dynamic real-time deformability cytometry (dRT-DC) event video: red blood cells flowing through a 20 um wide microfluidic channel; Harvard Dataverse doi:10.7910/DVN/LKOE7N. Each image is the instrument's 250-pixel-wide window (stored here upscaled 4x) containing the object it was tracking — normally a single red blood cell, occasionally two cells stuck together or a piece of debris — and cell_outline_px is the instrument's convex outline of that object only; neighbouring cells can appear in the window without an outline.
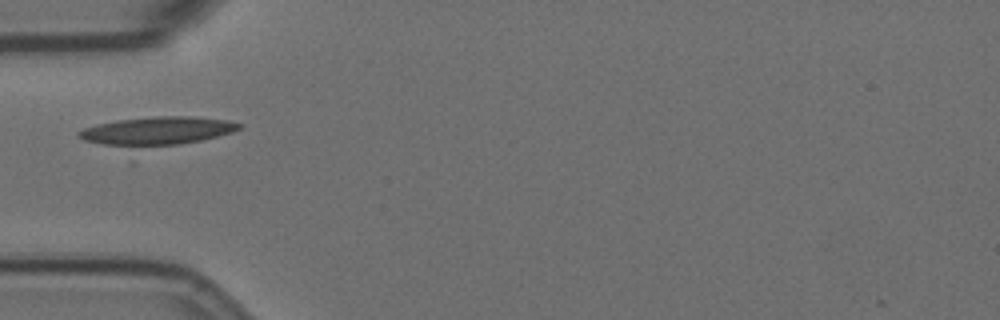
{"species": "Egyptian fruit bat (a non-hibernating species)", "species_latin": "Rousettus aegyptiacus", "temperature_condition": "room temperature", "stored_images_in_passage": 40, "camera_frame_rate_fps": 3000, "um_per_image_px": 0.085, "animal": {"sex": "female"}, "frame": {"image": 1, "passage_image": 1, "time_ms": 0.0, "image_size_px": [1000, 320], "cell_outline_px": [[240, 128], [232, 132], [132, 164], [76, 136], [76, 132], [84, 128], [96, 124], [116, 120], [156, 116], [192, 116], [228, 120], [240, 124]], "centroid_in_image_um": [13.05, 11.48], "position_along_channel_um": 71.9, "area_um2": 33.52}}
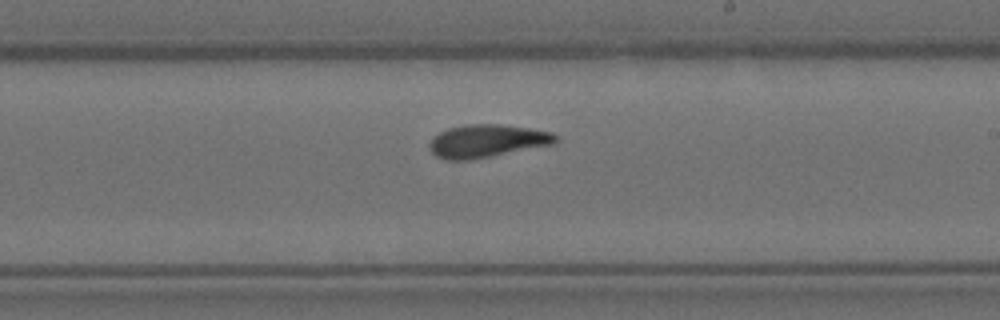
{"frame": {"image": 2, "passage_image": 16, "time_ms": 5.0, "image_size_px": [1000, 320], "cell_outline_px": [[560, 140], [556, 144], [468, 160], [448, 160], [436, 156], [432, 152], [428, 144], [432, 136], [448, 128], [464, 124], [500, 124], [528, 128], [552, 132]], "centroid_in_image_um": [41.4, 11.97], "position_along_channel_um": 247.6, "area_um2": 24.28}}
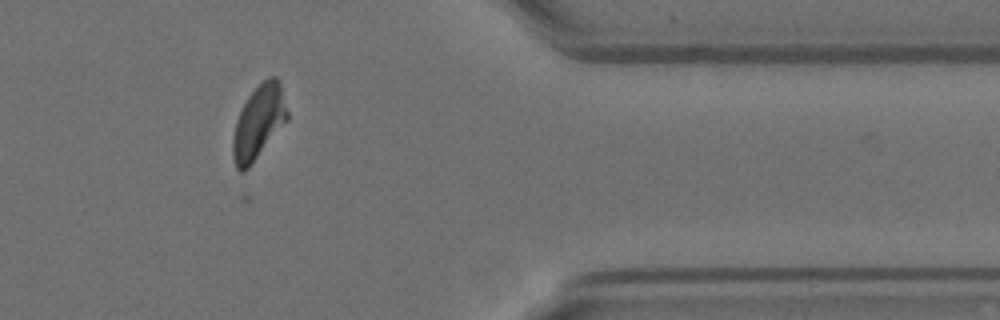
{"frame": {"image": 3, "passage_image": 30, "time_ms": 9.667, "image_size_px": [1000, 320], "cell_outline_px": [[288, 120], [252, 164], [244, 172], [240, 172], [236, 168], [232, 156], [232, 136], [236, 120], [248, 96], [268, 76], [276, 76], [280, 84], [288, 112]], "centroid_in_image_um": [21.97, 10.42], "position_along_channel_um": 389.4, "area_um2": 23.35}}